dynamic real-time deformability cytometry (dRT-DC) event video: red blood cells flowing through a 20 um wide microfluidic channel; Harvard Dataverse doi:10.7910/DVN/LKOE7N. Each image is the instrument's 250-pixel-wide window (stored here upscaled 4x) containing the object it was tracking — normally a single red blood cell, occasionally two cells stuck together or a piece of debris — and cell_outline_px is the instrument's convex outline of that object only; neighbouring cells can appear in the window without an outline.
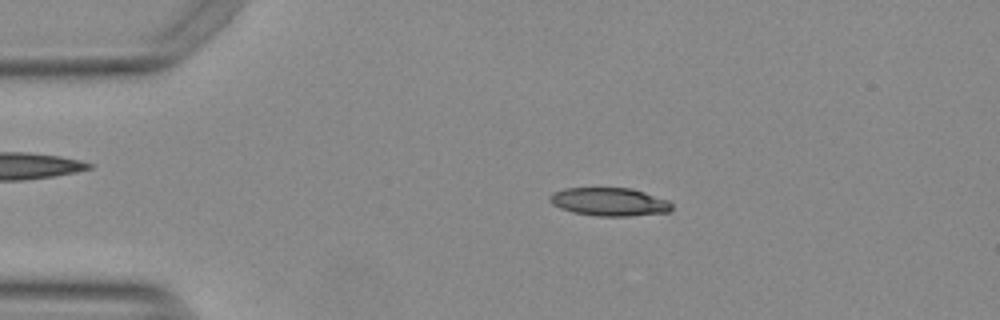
{"species": "Egyptian fruit bat (a non-hibernating species)", "species_latin": "Rousettus aegyptiacus", "temperature_condition": "warm", "stored_images_in_passage": 53, "camera_frame_rate_fps": 3000, "um_per_image_px": 0.085, "animal": {"sex": "female"}, "frame": {"image": 1, "passage_image": 10, "time_ms": 3.0, "image_size_px": [1000, 320], "cell_outline_px": [[672, 208], [668, 212], [628, 216], [596, 216], [572, 212], [560, 208], [552, 204], [548, 200], [548, 196], [564, 188], [632, 188], [668, 200], [672, 204]], "centroid_in_image_um": [51.78, 17.15], "position_along_channel_um": 33.2, "area_um2": 20.06}}
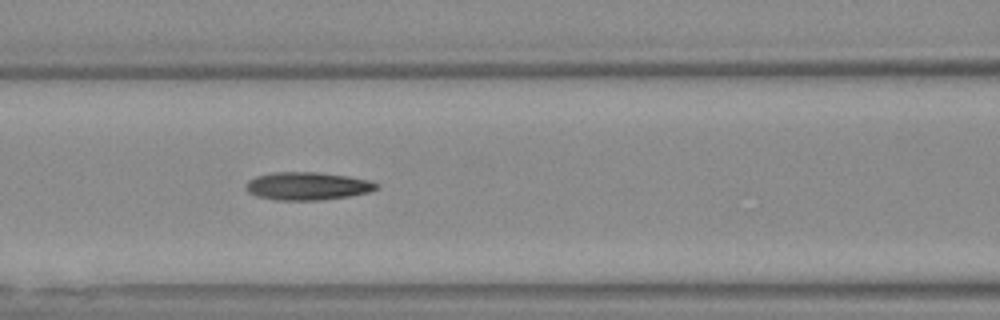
{"frame": {"image": 2, "passage_image": 22, "time_ms": 7.0, "image_size_px": [1000, 320], "cell_outline_px": [[376, 188], [368, 192], [348, 196], [320, 200], [276, 200], [256, 196], [248, 192], [244, 184], [248, 180], [256, 176], [272, 172], [320, 172], [348, 176], [368, 180], [376, 184]], "centroid_in_image_um": [26.05, 15.81], "position_along_channel_um": 140.5, "area_um2": 21.15}}
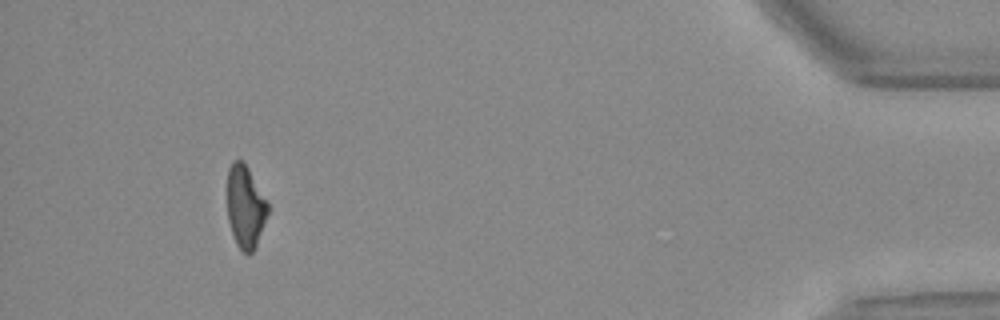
{"frame": {"image": 3, "passage_image": 49, "time_ms": 16.0, "image_size_px": [1000, 320], "cell_outline_px": [[268, 212], [256, 244], [252, 252], [244, 252], [236, 244], [228, 220], [228, 168], [236, 160], [240, 160], [248, 168], [268, 200]], "centroid_in_image_um": [20.86, 17.55], "position_along_channel_um": 414.3, "area_um2": 19.07}, "authors_computed_cell_mechanics": {"area_um2": 20.519, "velocity_mm_per_s": 3.7857, "shape_relaxation_time_tau1_ms": 5.1886, "shape_relaxation_time_tau2_ms": 3.5175, "deformation_change_tau1": 0.1813, "deformation_change_tau2": 0.1331}}